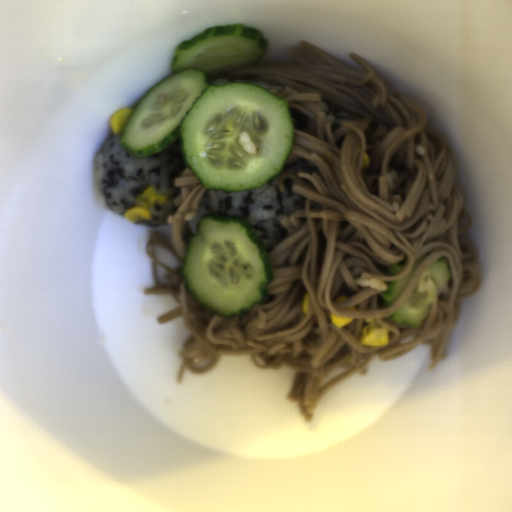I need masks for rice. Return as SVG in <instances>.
<instances>
[{
    "instance_id": "obj_1",
    "label": "rice",
    "mask_w": 512,
    "mask_h": 512,
    "mask_svg": "<svg viewBox=\"0 0 512 512\" xmlns=\"http://www.w3.org/2000/svg\"><path fill=\"white\" fill-rule=\"evenodd\" d=\"M121 135L122 131L118 135L113 133L95 160L96 180L107 208L126 218L125 211L135 207V200L152 186L157 195L166 197V204L151 208V220L132 224H170L168 217L177 210L174 198L181 192L175 180L188 168L180 140L151 155L130 156L121 145Z\"/></svg>"
},
{
    "instance_id": "obj_2",
    "label": "rice",
    "mask_w": 512,
    "mask_h": 512,
    "mask_svg": "<svg viewBox=\"0 0 512 512\" xmlns=\"http://www.w3.org/2000/svg\"><path fill=\"white\" fill-rule=\"evenodd\" d=\"M303 200V196L293 190L290 179L284 180L281 193L278 175L254 190L228 192L205 188L198 199L197 211L185 223V229L193 236L197 223L208 214L235 217L249 222L269 253L287 238L282 218L300 208Z\"/></svg>"
}]
</instances>
